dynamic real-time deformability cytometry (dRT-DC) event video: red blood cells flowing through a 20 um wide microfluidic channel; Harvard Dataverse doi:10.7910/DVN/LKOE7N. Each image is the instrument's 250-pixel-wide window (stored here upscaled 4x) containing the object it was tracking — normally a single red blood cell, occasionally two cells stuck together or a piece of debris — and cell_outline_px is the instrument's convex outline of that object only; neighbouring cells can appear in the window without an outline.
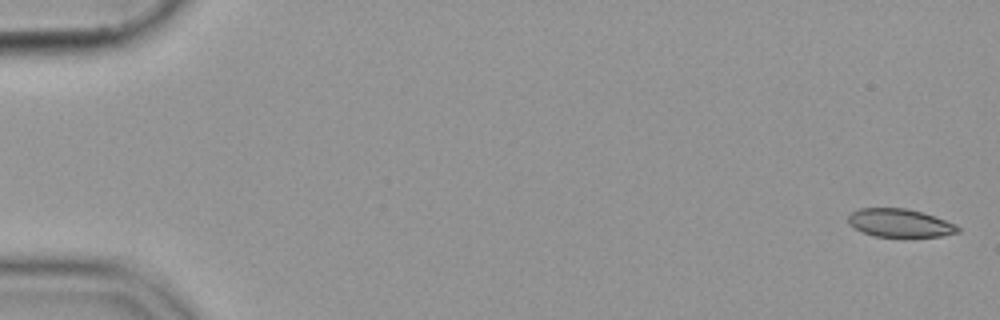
{"species": "common noctule bat (a hibernating species)", "species_latin": "Nyctalus noctula", "temperature_condition": "cold", "stored_images_in_passage": 55, "camera_frame_rate_fps": 3000, "um_per_image_px": 0.085, "animal": {"sex": "female", "body_mass_g": 19.9}, "frame": {"image": 1, "passage_image": 1, "time_ms": 0.0, "image_size_px": [1000, 320], "cell_outline_px": [[960, 232], [940, 236], [876, 236], [864, 232], [848, 224], [848, 216], [852, 212], [860, 208], [908, 208], [924, 212], [956, 224], [960, 228]], "centroid_in_image_um": [76.51, 18.93], "position_along_channel_um": 8.5, "area_um2": 17.92}}
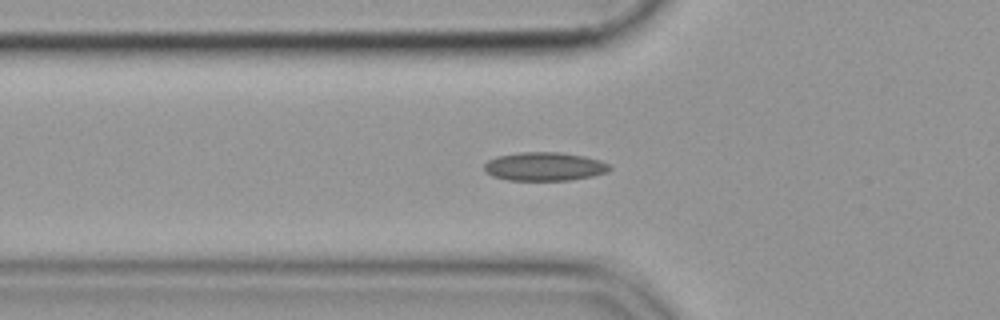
{"frame": {"image": 2, "passage_image": 19, "time_ms": 6.0, "image_size_px": [1000, 320], "cell_outline_px": [[612, 168], [608, 172], [592, 176], [568, 180], [508, 180], [492, 176], [484, 172], [484, 164], [488, 160], [496, 156], [520, 152], [560, 152], [584, 156], [600, 160], [608, 164]], "centroid_in_image_um": [46.26, 14.15], "position_along_channel_um": 79.5, "area_um2": 20.98}}
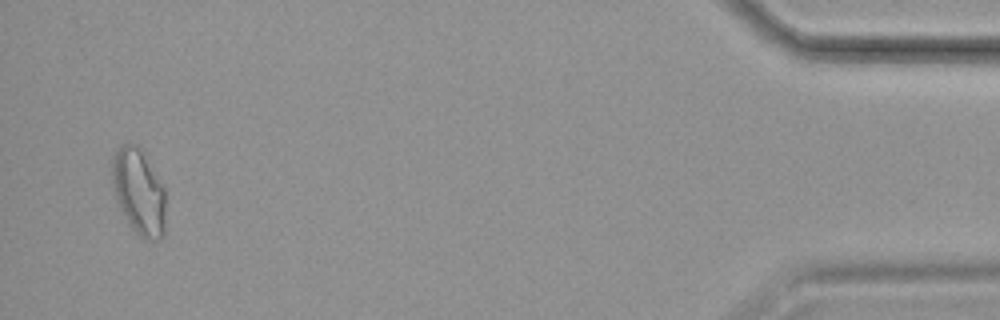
{"frame": {"image": 3, "passage_image": 53, "time_ms": 17.333, "image_size_px": [1000, 320], "cell_outline_px": [[164, 236], [160, 240], [152, 240], [140, 236], [128, 224], [116, 204], [112, 188], [112, 156], [124, 144], [136, 144], [140, 148], [164, 188]], "centroid_in_image_um": [11.76, 16.34], "position_along_channel_um": 423.4, "area_um2": 26.7}}